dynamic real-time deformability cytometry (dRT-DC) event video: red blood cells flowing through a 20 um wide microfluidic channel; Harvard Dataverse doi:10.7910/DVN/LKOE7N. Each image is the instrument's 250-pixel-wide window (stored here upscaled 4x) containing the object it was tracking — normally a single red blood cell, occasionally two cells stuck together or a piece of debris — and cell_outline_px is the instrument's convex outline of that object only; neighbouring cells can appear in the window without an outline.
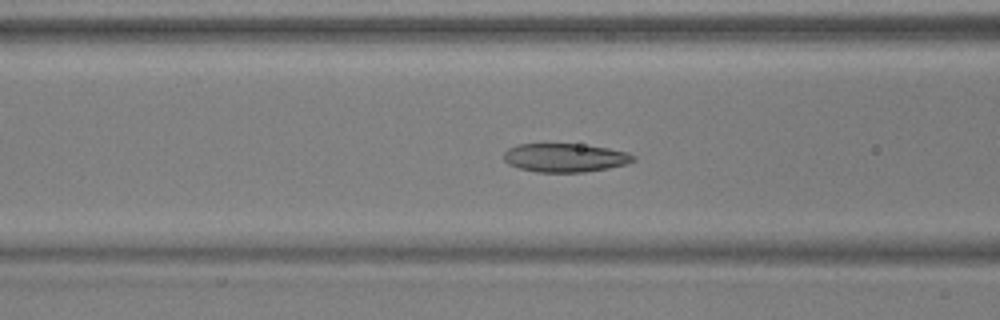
{"species": "common noctule bat (a hibernating species)", "species_latin": "Nyctalus noctula", "temperature_condition": "warm", "stored_images_in_passage": 52, "camera_frame_rate_fps": 3000, "um_per_image_px": 0.085, "animal": {"sex": "male", "body_mass_g": 17.9, "forearm_length_mm": 54.2}, "frame": {"image": 1, "passage_image": 21, "time_ms": 6.667, "image_size_px": [1000, 320], "cell_outline_px": [[636, 160], [628, 164], [608, 168], [584, 172], [536, 172], [520, 168], [508, 164], [504, 160], [504, 152], [508, 148], [516, 144], [580, 144], [608, 148], [628, 152], [636, 156]], "centroid_in_image_um": [48.05, 13.4], "position_along_channel_um": 118.6, "area_um2": 21.73}}
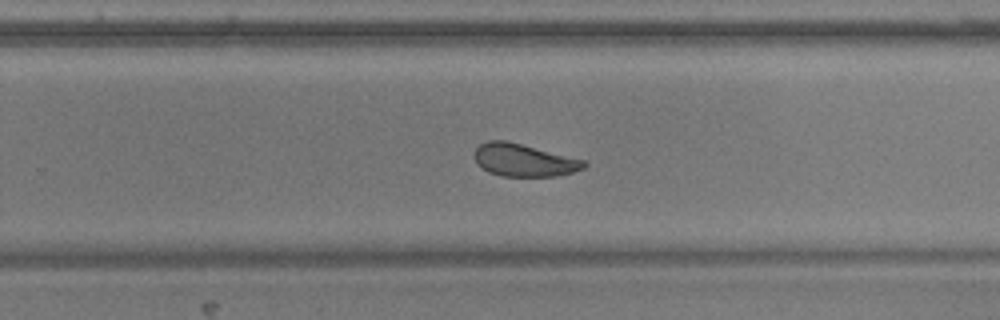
{"frame": {"image": 2, "passage_image": 34, "time_ms": 11.0, "image_size_px": [1000, 320], "cell_outline_px": [[588, 164], [584, 168], [572, 172], [556, 176], [500, 176], [488, 172], [476, 164], [476, 148], [480, 144], [488, 140], [504, 140], [584, 160]], "centroid_in_image_um": [44.51, 13.62], "position_along_channel_um": 285.3, "area_um2": 20.52}}
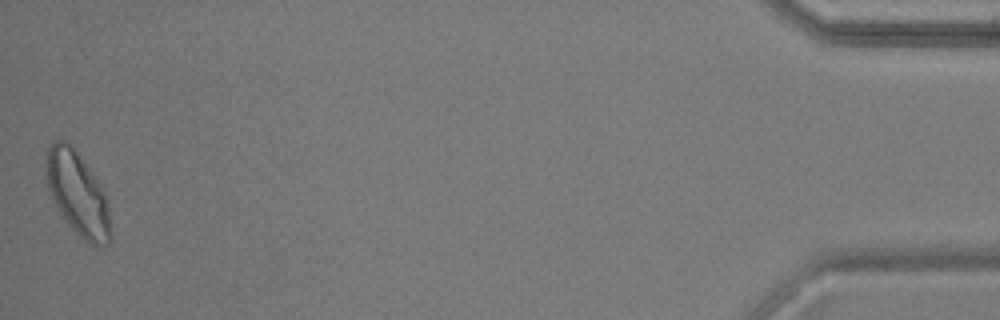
{"frame": {"image": 3, "passage_image": 52, "time_ms": 17.0, "image_size_px": [1000, 320], "cell_outline_px": [[112, 236], [108, 244], [92, 244], [84, 240], [60, 216], [52, 200], [44, 176], [44, 164], [48, 148], [56, 140], [64, 140], [72, 144], [96, 176], [104, 188], [108, 200]], "centroid_in_image_um": [6.59, 16.43], "position_along_channel_um": 428.6, "area_um2": 32.25}, "authors_computed_cell_mechanics": {"area_um2": 22.5709, "velocity_mm_per_s": 3.8468, "shape_relaxation_time_tau1_ms": 4.1708, "shape_relaxation_time_tau2_ms": 2.3636, "deformation_change_tau1": 0.1336, "deformation_change_tau2": 0.0738}}